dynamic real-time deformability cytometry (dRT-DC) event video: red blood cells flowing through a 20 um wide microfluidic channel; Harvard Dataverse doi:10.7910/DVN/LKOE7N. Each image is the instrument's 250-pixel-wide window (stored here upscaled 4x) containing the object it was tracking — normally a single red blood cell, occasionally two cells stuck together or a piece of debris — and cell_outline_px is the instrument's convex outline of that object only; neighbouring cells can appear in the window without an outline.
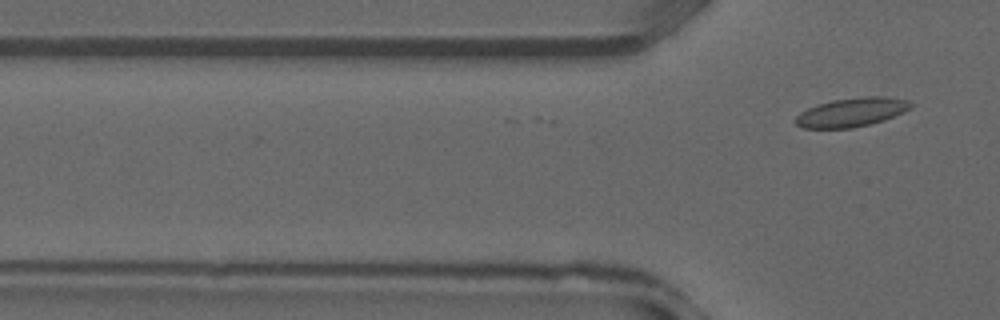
{"species": "common noctule bat (a hibernating species)", "species_latin": "Nyctalus noctula", "temperature_condition": "warm", "stored_images_in_passage": 4, "camera_frame_rate_fps": 3000, "um_per_image_px": 0.085, "animal": {"sex": "male", "forearm_length_mm": 52.5}, "frame": {"image": 1, "passage_image": 4, "time_ms": 1.0, "image_size_px": [1000, 320], "cell_outline_px": [[912, 108], [904, 112], [884, 120], [852, 128], [804, 128], [796, 124], [792, 120], [800, 112], [816, 104], [832, 100], [864, 96], [888, 96], [908, 100], [912, 104]], "centroid_in_image_um": [72.38, 9.53], "position_along_channel_um": 53.4, "area_um2": 19.59}}